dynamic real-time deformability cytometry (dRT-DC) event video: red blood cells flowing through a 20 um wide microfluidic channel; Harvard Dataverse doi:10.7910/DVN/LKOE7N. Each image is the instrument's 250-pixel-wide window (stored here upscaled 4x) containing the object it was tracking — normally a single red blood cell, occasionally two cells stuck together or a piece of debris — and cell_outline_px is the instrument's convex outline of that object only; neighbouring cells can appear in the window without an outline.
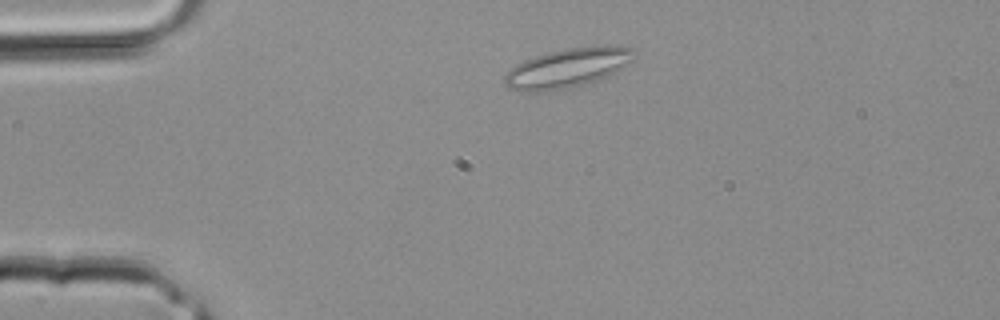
{"species": "common noctule bat (a hibernating species)", "species_latin": "Nyctalus noctula", "temperature_condition": "room temperature", "stored_images_in_passage": 2, "camera_frame_rate_fps": 3000, "um_per_image_px": 0.085, "animal": {"sex": "male", "body_mass_g": 20.4}, "frame": {"image": 1, "passage_image": 1, "time_ms": 0.0, "image_size_px": [1000, 320], "cell_outline_px": [[636, 52], [632, 60], [628, 64], [596, 80], [584, 84], [568, 88], [540, 92], [528, 92], [508, 88], [504, 84], [504, 76], [516, 64], [524, 60], [536, 56], [568, 48], [608, 44], [636, 48]], "centroid_in_image_um": [48.26, 5.76], "position_along_channel_um": 36.7, "area_um2": 29.48}}
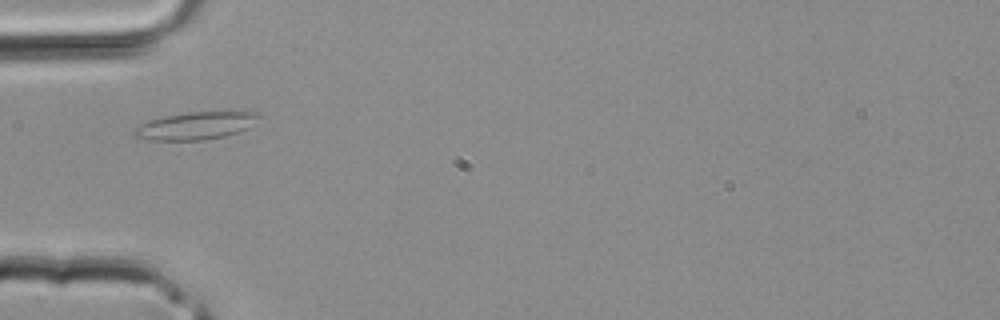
{"frame": {"image": 2, "passage_image": 2, "time_ms": 0.333, "image_size_px": [1000, 320], "cell_outline_px": [[260, 116], [248, 128], [240, 132], [224, 136], [204, 140], [148, 140], [136, 136], [132, 132], [132, 128], [148, 120], [188, 112], [228, 108], [260, 112]], "centroid_in_image_um": [16.74, 10.63], "position_along_channel_um": 68.3, "area_um2": 20.92}}